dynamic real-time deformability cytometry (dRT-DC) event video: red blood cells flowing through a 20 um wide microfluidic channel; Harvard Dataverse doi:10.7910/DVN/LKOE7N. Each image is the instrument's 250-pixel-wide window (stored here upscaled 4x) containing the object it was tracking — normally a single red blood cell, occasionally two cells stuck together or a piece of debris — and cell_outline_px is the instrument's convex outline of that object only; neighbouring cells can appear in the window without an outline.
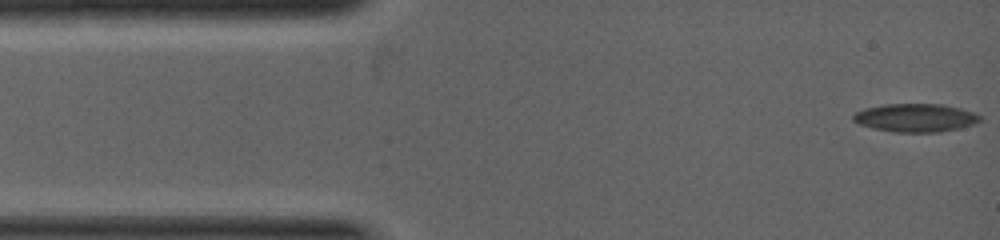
{"species": "common noctule bat (a hibernating species)", "species_latin": "Nyctalus noctula", "temperature_condition": "warm", "stored_images_in_passage": 6, "camera_frame_rate_fps": 5000, "um_per_image_px": 0.085, "animal": {"sex": "female", "body_mass_g": 19.0, "forearm_length_mm": 53.3}, "frame": {"image": 1, "passage_image": 1, "time_ms": 0.0, "image_size_px": [1000, 240], "cell_outline_px": [[980, 120], [972, 124], [960, 128], [940, 132], [892, 132], [860, 124], [852, 120], [852, 116], [856, 112], [864, 108], [884, 104], [940, 104], [960, 108], [972, 112], [980, 116]], "centroid_in_image_um": [77.79, 10.01], "position_along_channel_um": 7.2, "area_um2": 20.69}}
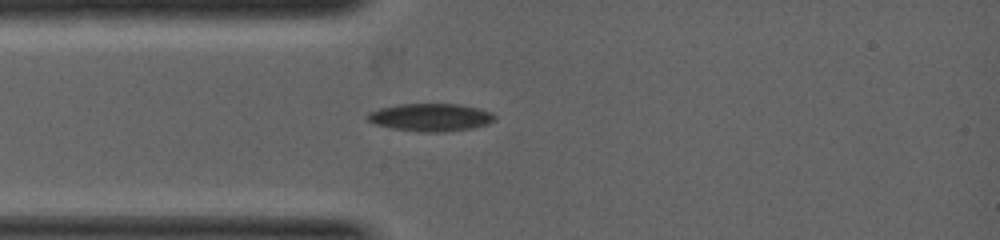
{"frame": {"image": 2, "passage_image": 5, "time_ms": 1.6, "image_size_px": [1000, 240], "cell_outline_px": [[496, 120], [488, 124], [472, 128], [444, 132], [424, 132], [392, 128], [376, 124], [368, 120], [364, 116], [368, 112], [380, 108], [396, 104], [460, 104], [492, 112], [496, 116]], "centroid_in_image_um": [36.6, 9.97], "position_along_channel_um": 48.4, "area_um2": 20.63}}